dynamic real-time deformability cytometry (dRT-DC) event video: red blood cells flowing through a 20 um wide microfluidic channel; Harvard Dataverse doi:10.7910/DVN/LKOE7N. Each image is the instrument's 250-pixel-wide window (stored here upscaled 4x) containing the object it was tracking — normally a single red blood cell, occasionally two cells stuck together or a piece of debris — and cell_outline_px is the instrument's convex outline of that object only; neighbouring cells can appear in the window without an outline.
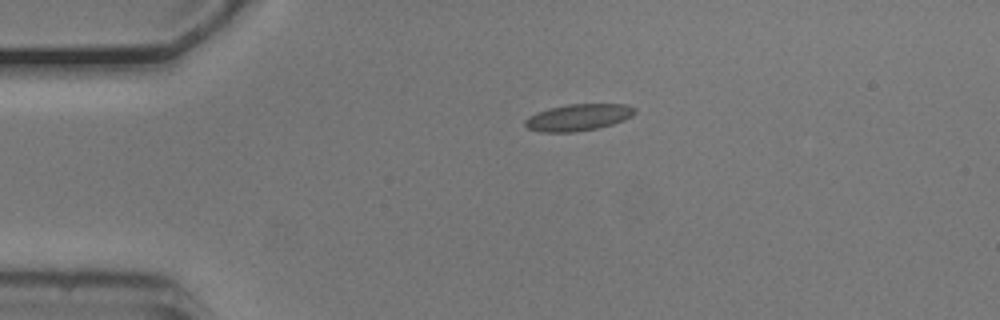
{"species": "common noctule bat (a hibernating species)", "species_latin": "Nyctalus noctula", "temperature_condition": "cold", "stored_images_in_passage": 44, "camera_frame_rate_fps": 3000, "um_per_image_px": 0.085, "animal": {"sex": "male", "body_mass_g": 20.5, "forearm_length_mm": 52.5}, "frame": {"image": 1, "passage_image": 1, "time_ms": 0.0, "image_size_px": [1000, 320], "cell_outline_px": [[636, 112], [632, 116], [624, 120], [612, 124], [596, 128], [576, 132], [544, 132], [528, 128], [524, 124], [524, 120], [528, 116], [552, 108], [568, 104], [628, 104], [636, 108]], "centroid_in_image_um": [49.19, 9.97], "position_along_channel_um": 35.8, "area_um2": 16.94}}
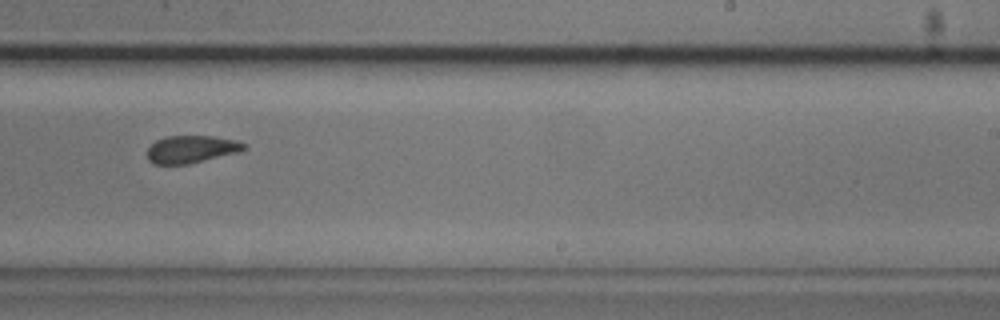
{"frame": {"image": 2, "passage_image": 23, "time_ms": 7.333, "image_size_px": [1000, 320], "cell_outline_px": [[248, 148], [240, 152], [188, 164], [152, 164], [148, 160], [148, 148], [156, 140], [164, 136], [212, 136], [236, 140], [248, 144]], "centroid_in_image_um": [16.3, 12.68], "position_along_channel_um": 272.7, "area_um2": 15.66}}
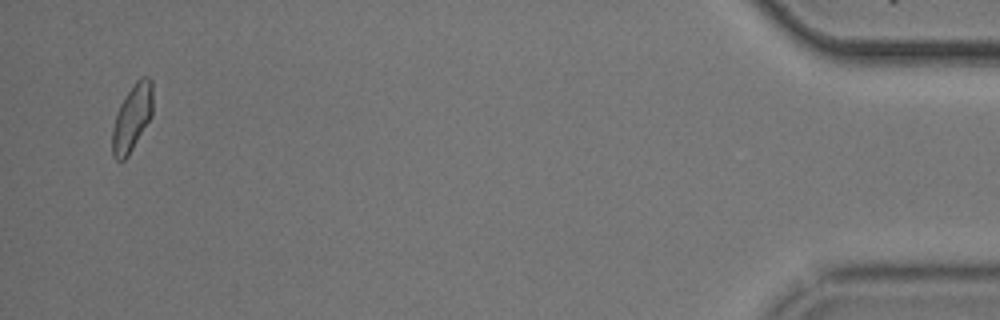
{"frame": {"image": 3, "passage_image": 42, "time_ms": 13.667, "image_size_px": [1000, 320], "cell_outline_px": [[152, 116], [128, 156], [124, 160], [116, 160], [112, 156], [112, 128], [120, 104], [136, 80], [140, 76], [148, 76], [152, 80]], "centroid_in_image_um": [11.23, 10.01], "position_along_channel_um": 424.0, "area_um2": 15.72}, "authors_computed_cell_mechanics": {"area_um2": 16.0106, "velocity_mm_per_s": 3.7151, "shape_relaxation_time_tau1_ms": 4.3213, "shape_relaxation_time_tau2_ms": 2.6371, "deformation_change_tau1": 0.0994, "deformation_change_tau2": 0.0939}}